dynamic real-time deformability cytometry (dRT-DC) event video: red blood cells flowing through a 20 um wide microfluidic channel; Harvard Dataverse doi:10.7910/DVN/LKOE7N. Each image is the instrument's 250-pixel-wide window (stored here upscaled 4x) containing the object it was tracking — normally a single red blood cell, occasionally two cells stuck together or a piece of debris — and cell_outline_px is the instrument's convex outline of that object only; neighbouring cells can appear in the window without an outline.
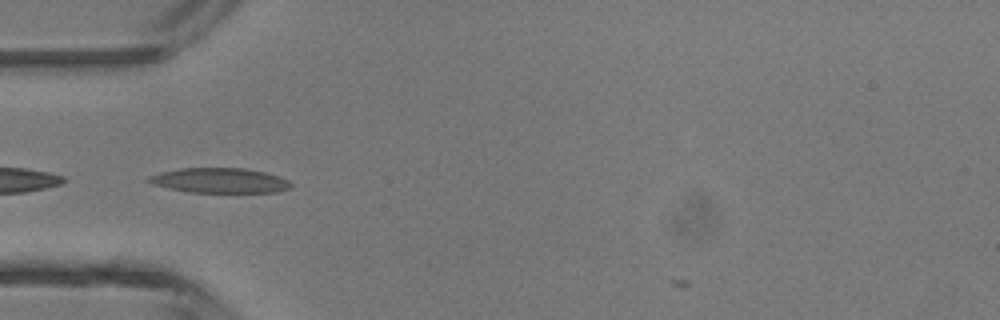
{"species": "common noctule bat (a hibernating species)", "species_latin": "Nyctalus noctula", "temperature_condition": "room temperature", "stored_images_in_passage": 6, "camera_frame_rate_fps": 3000, "um_per_image_px": 0.085, "animal": {"sex": "male", "body_mass_g": 13.3}, "frame": {"image": 1, "passage_image": 5, "time_ms": 1.333, "image_size_px": [1000, 320], "cell_outline_px": [[292, 188], [276, 192], [188, 192], [168, 188], [152, 184], [144, 180], [148, 176], [160, 172], [180, 168], [244, 168], [264, 172], [280, 176], [288, 180], [292, 184]], "centroid_in_image_um": [18.65, 15.34], "position_along_channel_um": 66.3, "area_um2": 20.81}}
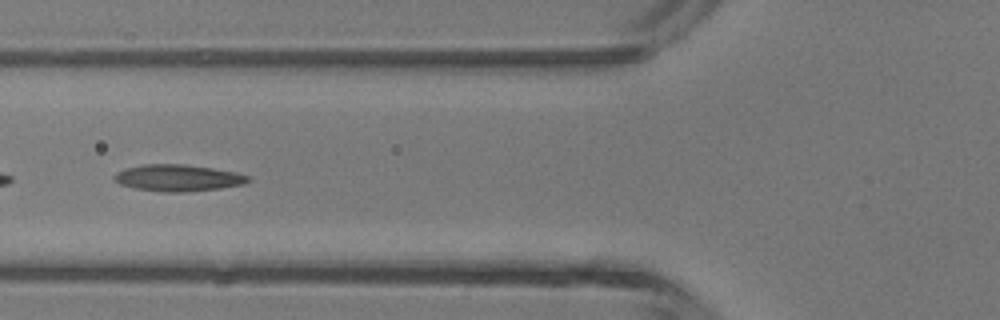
{"frame": {"image": 2, "passage_image": 6, "time_ms": 1.667, "image_size_px": [1000, 320], "cell_outline_px": [[252, 180], [244, 184], [220, 188], [184, 192], [164, 192], [136, 188], [120, 184], [112, 180], [112, 176], [116, 172], [124, 168], [144, 164], [184, 164], [212, 168], [236, 172], [248, 176]], "centroid_in_image_um": [15.1, 15.11], "position_along_channel_um": 110.7, "area_um2": 20.87}}